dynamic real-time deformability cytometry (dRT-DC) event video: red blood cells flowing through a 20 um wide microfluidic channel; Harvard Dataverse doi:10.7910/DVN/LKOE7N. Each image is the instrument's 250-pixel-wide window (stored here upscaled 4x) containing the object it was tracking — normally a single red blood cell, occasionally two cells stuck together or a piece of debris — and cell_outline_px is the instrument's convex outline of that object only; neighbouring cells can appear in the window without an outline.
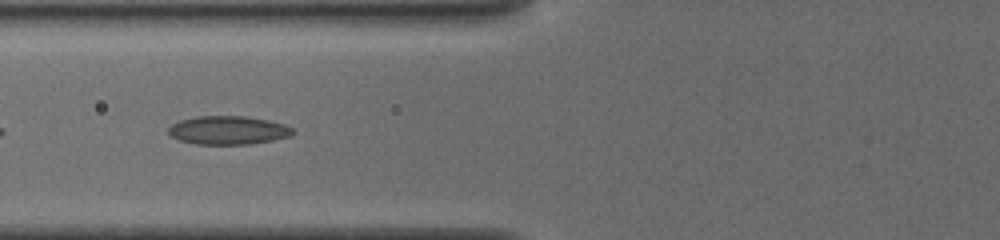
{"species": "common noctule bat (a hibernating species)", "species_latin": "Nyctalus noctula", "temperature_condition": "cold", "stored_images_in_passage": 13, "camera_frame_rate_fps": 3000, "um_per_image_px": 0.085, "animal": {"sex": "female", "body_mass_g": 19.5, "forearm_length_mm": 54.1}, "frame": {"image": 1, "passage_image": 4, "time_ms": 1.0, "image_size_px": [1000, 240], "cell_outline_px": [[296, 132], [292, 136], [252, 144], [196, 144], [180, 140], [172, 136], [168, 132], [168, 128], [172, 124], [180, 120], [196, 116], [248, 116], [268, 120], [284, 124], [292, 128]], "centroid_in_image_um": [19.42, 11.06], "position_along_channel_um": 106.4, "area_um2": 20.75}}
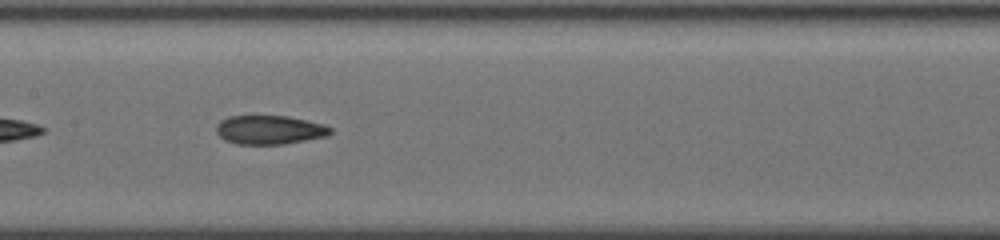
{"frame": {"image": 2, "passage_image": 10, "time_ms": 3.0, "image_size_px": [1000, 240], "cell_outline_px": [[332, 132], [328, 136], [284, 144], [236, 144], [224, 140], [216, 132], [216, 124], [220, 120], [228, 116], [288, 116], [324, 124], [332, 128]], "centroid_in_image_um": [22.9, 11.04], "position_along_channel_um": 184.5, "area_um2": 19.36}}